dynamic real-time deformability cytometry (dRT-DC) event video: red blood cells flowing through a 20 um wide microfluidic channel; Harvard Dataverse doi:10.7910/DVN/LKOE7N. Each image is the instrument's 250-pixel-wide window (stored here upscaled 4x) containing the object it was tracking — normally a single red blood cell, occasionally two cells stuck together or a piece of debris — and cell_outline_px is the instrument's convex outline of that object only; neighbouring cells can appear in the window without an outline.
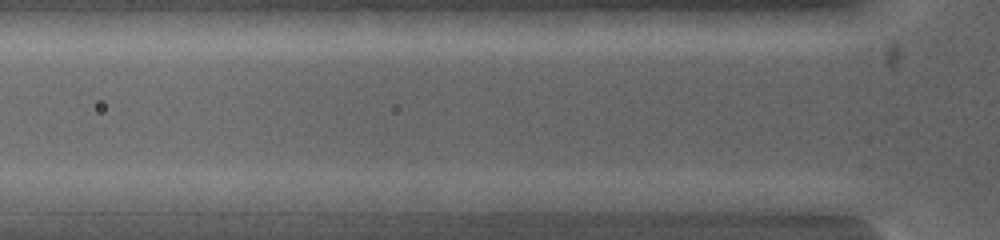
{"species": "common noctule bat (a hibernating species)", "species_latin": "Nyctalus noctula", "temperature_condition": "warm", "stored_images_in_passage": 5, "segment_of_instrument_passage": [2, 2], "camera_frame_rate_fps": 5000, "um_per_image_px": 0.085, "animal": {"sex": "female", "body_mass_g": 19.0, "forearm_length_mm": 53.3}, "frame": {"image": 1, "passage_image": 3, "time_ms": 1.6, "image_size_px": [1000, 240], "cell_outline_px": [[564, 200], [540, 212], [464, 216], [408, 212], [408, 200], [412, 192], [500, 192]], "centroid_in_image_um": [40.53, 17.29], "position_along_channel_um": 85.3, "area_um2": 21.44}}